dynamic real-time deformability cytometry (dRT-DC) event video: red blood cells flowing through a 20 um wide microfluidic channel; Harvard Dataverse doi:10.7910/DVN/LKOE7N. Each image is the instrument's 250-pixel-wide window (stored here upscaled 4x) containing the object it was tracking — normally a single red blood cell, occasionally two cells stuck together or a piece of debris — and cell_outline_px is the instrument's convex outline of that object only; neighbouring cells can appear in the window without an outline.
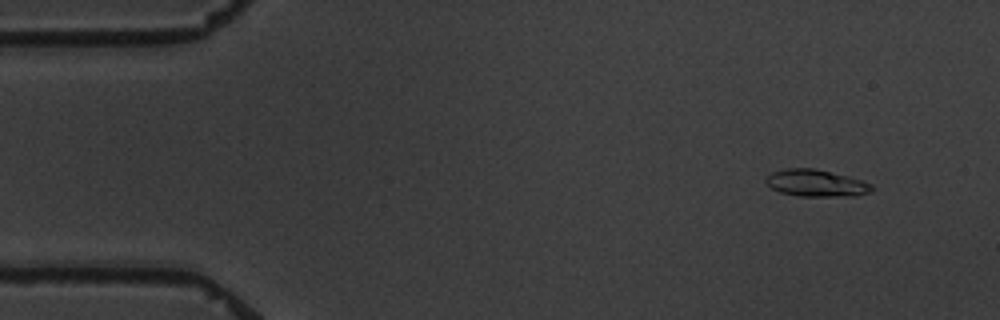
{"species": "common noctule bat (a hibernating species)", "species_latin": "Nyctalus noctula", "temperature_condition": "warm", "stored_images_in_passage": 4, "camera_frame_rate_fps": 3000, "um_per_image_px": 0.085, "animal": {"sex": "male", "body_mass_g": 19.5, "forearm_length_mm": 54.6}, "frame": {"image": 1, "passage_image": 1, "time_ms": 0.0, "image_size_px": [1000, 320], "cell_outline_px": [[872, 192], [856, 196], [800, 196], [780, 192], [772, 188], [764, 180], [772, 172], [788, 168], [816, 168], [848, 176], [872, 184]], "centroid_in_image_um": [69.39, 15.56], "position_along_channel_um": 15.6, "area_um2": 16.59}}